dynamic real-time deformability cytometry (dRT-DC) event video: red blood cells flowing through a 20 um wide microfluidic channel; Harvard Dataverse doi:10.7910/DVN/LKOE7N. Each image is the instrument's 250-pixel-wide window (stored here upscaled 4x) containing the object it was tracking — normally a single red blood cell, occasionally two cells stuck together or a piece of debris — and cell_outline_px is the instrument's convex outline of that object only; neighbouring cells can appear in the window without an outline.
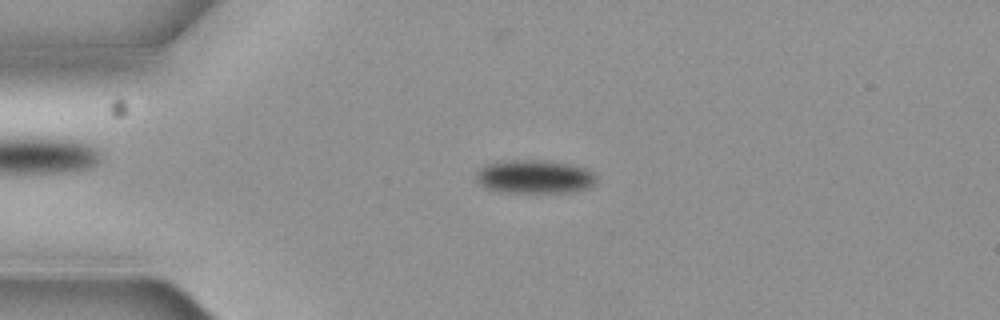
{"species": "common noctule bat (a hibernating species)", "species_latin": "Nyctalus noctula", "temperature_condition": "cold", "stored_images_in_passage": 6, "camera_frame_rate_fps": 3000, "um_per_image_px": 0.085, "animal": {"sex": "female", "body_mass_g": 19.3, "forearm_length_mm": 54.1}, "frame": {"image": 1, "passage_image": 4, "time_ms": 1.0, "image_size_px": [1000, 320], "cell_outline_px": [[596, 184], [588, 188], [572, 192], [508, 192], [488, 188], [480, 184], [476, 180], [476, 172], [480, 168], [488, 164], [500, 160], [552, 160], [572, 164], [588, 168], [596, 176]], "centroid_in_image_um": [45.49, 15.0], "position_along_channel_um": 39.5, "area_um2": 23.76}}
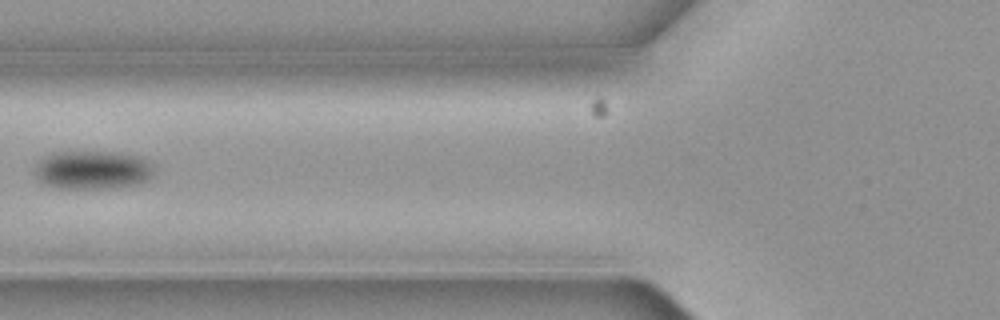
{"frame": {"image": 2, "passage_image": 6, "time_ms": 1.667, "image_size_px": [1000, 320], "cell_outline_px": [[156, 168], [148, 180], [140, 184], [116, 188], [60, 188], [44, 184], [36, 176], [32, 168], [44, 156], [52, 152], [116, 152], [144, 156]], "centroid_in_image_um": [7.91, 14.44], "position_along_channel_um": 117.9, "area_um2": 27.34}}